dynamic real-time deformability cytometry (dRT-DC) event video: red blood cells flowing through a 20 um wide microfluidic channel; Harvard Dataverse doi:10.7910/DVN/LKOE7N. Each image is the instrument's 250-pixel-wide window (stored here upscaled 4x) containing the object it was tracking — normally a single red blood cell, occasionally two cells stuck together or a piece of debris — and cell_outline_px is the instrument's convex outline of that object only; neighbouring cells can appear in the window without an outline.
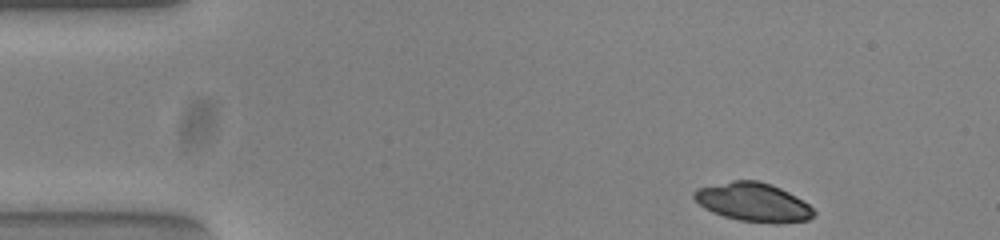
{"species": "common noctule bat (a hibernating species)", "species_latin": "Nyctalus noctula", "temperature_condition": "warm", "stored_images_in_passage": 49, "segment_of_instrument_passage": [1, 2], "camera_frame_rate_fps": 3000, "um_per_image_px": 0.085, "animal": {"sex": "female", "body_mass_g": 23.0, "forearm_length_mm": 53.4}, "frame": {"image": 1, "passage_image": 1, "time_ms": 0.0, "image_size_px": [1000, 240], "cell_outline_px": [[816, 216], [808, 220], [780, 224], [776, 224], [740, 220], [724, 216], [712, 212], [704, 208], [692, 196], [692, 192], [696, 188], [732, 180], [760, 180], [772, 184], [788, 192], [808, 204], [816, 212]], "centroid_in_image_um": [64.03, 17.18], "position_along_channel_um": 21.0, "area_um2": 27.22}}
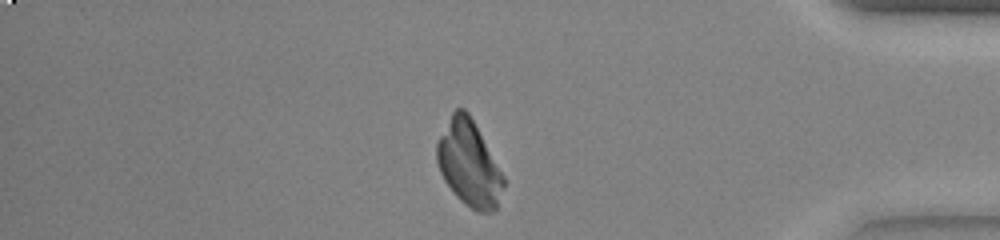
{"frame": {"image": 2, "passage_image": 40, "time_ms": 13.0, "image_size_px": [1000, 240], "cell_outline_px": [[504, 184], [496, 208], [492, 212], [480, 212], [472, 208], [460, 200], [452, 192], [444, 180], [440, 172], [436, 160], [436, 144], [452, 112], [456, 108], [464, 108], [468, 112], [504, 176]], "centroid_in_image_um": [39.84, 13.91], "position_along_channel_um": 395.4, "area_um2": 32.71}}